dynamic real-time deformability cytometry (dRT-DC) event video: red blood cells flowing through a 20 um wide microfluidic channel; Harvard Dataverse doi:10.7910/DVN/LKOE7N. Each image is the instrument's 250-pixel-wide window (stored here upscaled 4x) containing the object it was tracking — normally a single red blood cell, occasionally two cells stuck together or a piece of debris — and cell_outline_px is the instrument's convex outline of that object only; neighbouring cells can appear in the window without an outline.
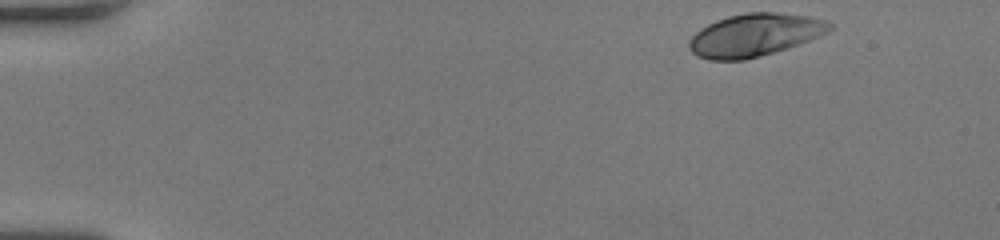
{"species": "human", "species_latin": "Homo sapiens", "temperature_condition": "room temperature", "stored_images_in_passage": 47, "camera_frame_rate_fps": 3000, "um_per_image_px": 0.085, "donor": {"sex": "female"}, "frame": {"image": 1, "passage_image": 1, "time_ms": 0.0, "image_size_px": [1000, 240], "cell_outline_px": [[832, 28], [828, 32], [820, 36], [788, 48], [744, 60], [712, 60], [696, 56], [688, 48], [688, 40], [700, 28], [716, 20], [728, 16], [744, 12], [776, 12], [808, 16], [824, 20], [832, 24]], "centroid_in_image_um": [64.12, 2.97], "position_along_channel_um": 20.9, "area_um2": 35.03}}
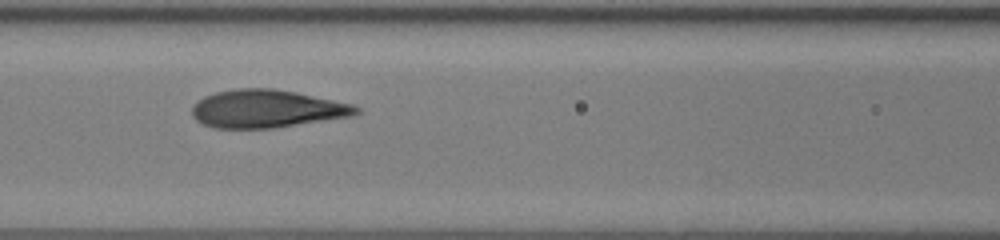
{"frame": {"image": 2, "passage_image": 19, "time_ms": 6.0, "image_size_px": [1000, 240], "cell_outline_px": [[360, 112], [352, 116], [272, 128], [216, 128], [204, 124], [196, 120], [192, 116], [192, 108], [204, 96], [216, 92], [240, 88], [272, 88], [296, 92], [352, 104], [360, 108]], "centroid_in_image_um": [22.68, 9.24], "position_along_channel_um": 143.9, "area_um2": 35.95}}
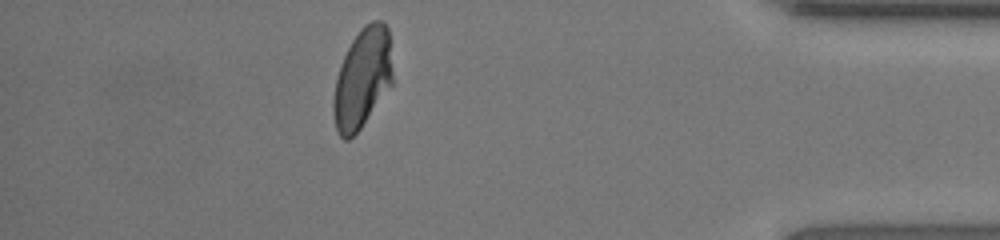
{"frame": {"image": 3, "passage_image": 41, "time_ms": 13.333, "image_size_px": [1000, 240], "cell_outline_px": [[392, 84], [360, 128], [348, 140], [344, 140], [340, 136], [336, 128], [332, 112], [332, 100], [336, 76], [340, 64], [352, 40], [364, 24], [372, 20], [384, 20], [388, 28], [392, 68]], "centroid_in_image_um": [30.78, 6.63], "position_along_channel_um": 404.4, "area_um2": 34.51}, "authors_computed_cell_mechanics": {"area_um2": 35.3736, "velocity_mm_per_s": 4.0663, "shape_relaxation_time_tau1_ms": 4.5298, "shape_relaxation_time_tau2_ms": null, "deformation_change_tau1": 0.1854, "deformation_change_tau2": null}}